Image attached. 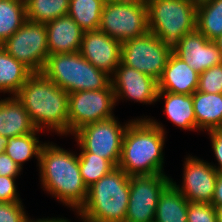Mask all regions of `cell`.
<instances>
[{"label":"cell","instance_id":"6da1fadb","mask_svg":"<svg viewBox=\"0 0 222 222\" xmlns=\"http://www.w3.org/2000/svg\"><path fill=\"white\" fill-rule=\"evenodd\" d=\"M71 152L45 142L39 157V174L43 191L77 213L86 202L88 188L80 173L78 155Z\"/></svg>","mask_w":222,"mask_h":222},{"label":"cell","instance_id":"7a4b0ae2","mask_svg":"<svg viewBox=\"0 0 222 222\" xmlns=\"http://www.w3.org/2000/svg\"><path fill=\"white\" fill-rule=\"evenodd\" d=\"M163 125L150 117L132 119L125 130L118 168L129 176L165 174Z\"/></svg>","mask_w":222,"mask_h":222},{"label":"cell","instance_id":"3957f363","mask_svg":"<svg viewBox=\"0 0 222 222\" xmlns=\"http://www.w3.org/2000/svg\"><path fill=\"white\" fill-rule=\"evenodd\" d=\"M36 129L68 135L69 94L42 73H33L15 94Z\"/></svg>","mask_w":222,"mask_h":222},{"label":"cell","instance_id":"277c9868","mask_svg":"<svg viewBox=\"0 0 222 222\" xmlns=\"http://www.w3.org/2000/svg\"><path fill=\"white\" fill-rule=\"evenodd\" d=\"M130 176L116 167L88 188L85 204L76 213L82 222H125Z\"/></svg>","mask_w":222,"mask_h":222},{"label":"cell","instance_id":"5b68a950","mask_svg":"<svg viewBox=\"0 0 222 222\" xmlns=\"http://www.w3.org/2000/svg\"><path fill=\"white\" fill-rule=\"evenodd\" d=\"M41 73L69 93L105 89L110 75L88 62L80 52L49 55Z\"/></svg>","mask_w":222,"mask_h":222},{"label":"cell","instance_id":"8992f818","mask_svg":"<svg viewBox=\"0 0 222 222\" xmlns=\"http://www.w3.org/2000/svg\"><path fill=\"white\" fill-rule=\"evenodd\" d=\"M148 28L172 51L181 38L196 30L195 0H146Z\"/></svg>","mask_w":222,"mask_h":222},{"label":"cell","instance_id":"52a82bcc","mask_svg":"<svg viewBox=\"0 0 222 222\" xmlns=\"http://www.w3.org/2000/svg\"><path fill=\"white\" fill-rule=\"evenodd\" d=\"M98 30L121 43L149 32L146 0L105 2Z\"/></svg>","mask_w":222,"mask_h":222},{"label":"cell","instance_id":"ba28073f","mask_svg":"<svg viewBox=\"0 0 222 222\" xmlns=\"http://www.w3.org/2000/svg\"><path fill=\"white\" fill-rule=\"evenodd\" d=\"M115 116L113 118L89 123L77 131L72 136L80 147V153H93L109 160L115 167L118 166L121 156L123 136L129 123L120 124Z\"/></svg>","mask_w":222,"mask_h":222},{"label":"cell","instance_id":"9c48e42d","mask_svg":"<svg viewBox=\"0 0 222 222\" xmlns=\"http://www.w3.org/2000/svg\"><path fill=\"white\" fill-rule=\"evenodd\" d=\"M115 106L116 98L111 84L105 89L69 93L68 135L86 124L113 118Z\"/></svg>","mask_w":222,"mask_h":222},{"label":"cell","instance_id":"30bf717a","mask_svg":"<svg viewBox=\"0 0 222 222\" xmlns=\"http://www.w3.org/2000/svg\"><path fill=\"white\" fill-rule=\"evenodd\" d=\"M172 53L171 49L149 31L122 43L121 62L159 80Z\"/></svg>","mask_w":222,"mask_h":222},{"label":"cell","instance_id":"8fae6325","mask_svg":"<svg viewBox=\"0 0 222 222\" xmlns=\"http://www.w3.org/2000/svg\"><path fill=\"white\" fill-rule=\"evenodd\" d=\"M45 23L26 21L1 46L33 73H41L49 56Z\"/></svg>","mask_w":222,"mask_h":222},{"label":"cell","instance_id":"7c38bea8","mask_svg":"<svg viewBox=\"0 0 222 222\" xmlns=\"http://www.w3.org/2000/svg\"><path fill=\"white\" fill-rule=\"evenodd\" d=\"M170 183L167 174L130 176L125 222H154L159 197Z\"/></svg>","mask_w":222,"mask_h":222},{"label":"cell","instance_id":"4fadbf2b","mask_svg":"<svg viewBox=\"0 0 222 222\" xmlns=\"http://www.w3.org/2000/svg\"><path fill=\"white\" fill-rule=\"evenodd\" d=\"M195 157L185 158L182 186L172 178L171 183L189 202L211 204L219 172L211 163Z\"/></svg>","mask_w":222,"mask_h":222},{"label":"cell","instance_id":"5bb4252c","mask_svg":"<svg viewBox=\"0 0 222 222\" xmlns=\"http://www.w3.org/2000/svg\"><path fill=\"white\" fill-rule=\"evenodd\" d=\"M116 104L119 99L132 100L144 104L157 102L158 80L124 65L122 62L110 76ZM124 98V99H123Z\"/></svg>","mask_w":222,"mask_h":222},{"label":"cell","instance_id":"9a60e30c","mask_svg":"<svg viewBox=\"0 0 222 222\" xmlns=\"http://www.w3.org/2000/svg\"><path fill=\"white\" fill-rule=\"evenodd\" d=\"M122 43L100 30L84 31L80 54L96 68L112 75L121 63Z\"/></svg>","mask_w":222,"mask_h":222},{"label":"cell","instance_id":"2e32d148","mask_svg":"<svg viewBox=\"0 0 222 222\" xmlns=\"http://www.w3.org/2000/svg\"><path fill=\"white\" fill-rule=\"evenodd\" d=\"M173 53L199 74L222 63V54L215 42L197 29L185 34Z\"/></svg>","mask_w":222,"mask_h":222},{"label":"cell","instance_id":"e0dca14e","mask_svg":"<svg viewBox=\"0 0 222 222\" xmlns=\"http://www.w3.org/2000/svg\"><path fill=\"white\" fill-rule=\"evenodd\" d=\"M49 55L80 52L84 30L66 15L45 23Z\"/></svg>","mask_w":222,"mask_h":222},{"label":"cell","instance_id":"ac0fdd59","mask_svg":"<svg viewBox=\"0 0 222 222\" xmlns=\"http://www.w3.org/2000/svg\"><path fill=\"white\" fill-rule=\"evenodd\" d=\"M199 73L172 53L158 80L159 91L193 94L198 88Z\"/></svg>","mask_w":222,"mask_h":222},{"label":"cell","instance_id":"d6986e66","mask_svg":"<svg viewBox=\"0 0 222 222\" xmlns=\"http://www.w3.org/2000/svg\"><path fill=\"white\" fill-rule=\"evenodd\" d=\"M36 127L15 95L0 100V135L11 138L33 133Z\"/></svg>","mask_w":222,"mask_h":222},{"label":"cell","instance_id":"ffe728a7","mask_svg":"<svg viewBox=\"0 0 222 222\" xmlns=\"http://www.w3.org/2000/svg\"><path fill=\"white\" fill-rule=\"evenodd\" d=\"M164 99V114L176 126L183 130L197 131L196 117L193 107V94H174L159 91L157 101Z\"/></svg>","mask_w":222,"mask_h":222},{"label":"cell","instance_id":"44dd1931","mask_svg":"<svg viewBox=\"0 0 222 222\" xmlns=\"http://www.w3.org/2000/svg\"><path fill=\"white\" fill-rule=\"evenodd\" d=\"M193 107L197 130L222 129V93H193Z\"/></svg>","mask_w":222,"mask_h":222},{"label":"cell","instance_id":"7402d4cb","mask_svg":"<svg viewBox=\"0 0 222 222\" xmlns=\"http://www.w3.org/2000/svg\"><path fill=\"white\" fill-rule=\"evenodd\" d=\"M33 72L0 45V93L15 95Z\"/></svg>","mask_w":222,"mask_h":222},{"label":"cell","instance_id":"603a6c76","mask_svg":"<svg viewBox=\"0 0 222 222\" xmlns=\"http://www.w3.org/2000/svg\"><path fill=\"white\" fill-rule=\"evenodd\" d=\"M188 202L170 183L159 197L154 222H187Z\"/></svg>","mask_w":222,"mask_h":222},{"label":"cell","instance_id":"cb8c5ba5","mask_svg":"<svg viewBox=\"0 0 222 222\" xmlns=\"http://www.w3.org/2000/svg\"><path fill=\"white\" fill-rule=\"evenodd\" d=\"M196 29L211 41L222 34V0L197 4Z\"/></svg>","mask_w":222,"mask_h":222},{"label":"cell","instance_id":"d4e9b609","mask_svg":"<svg viewBox=\"0 0 222 222\" xmlns=\"http://www.w3.org/2000/svg\"><path fill=\"white\" fill-rule=\"evenodd\" d=\"M41 130L36 129L33 133L22 136L7 138L5 153L23 170V164L31 160L32 157L37 158L39 166V157L43 142H40L39 135Z\"/></svg>","mask_w":222,"mask_h":222},{"label":"cell","instance_id":"484cf974","mask_svg":"<svg viewBox=\"0 0 222 222\" xmlns=\"http://www.w3.org/2000/svg\"><path fill=\"white\" fill-rule=\"evenodd\" d=\"M26 21L25 0H0V45Z\"/></svg>","mask_w":222,"mask_h":222},{"label":"cell","instance_id":"4316f807","mask_svg":"<svg viewBox=\"0 0 222 222\" xmlns=\"http://www.w3.org/2000/svg\"><path fill=\"white\" fill-rule=\"evenodd\" d=\"M102 0H70L68 16L84 30H98L104 6Z\"/></svg>","mask_w":222,"mask_h":222},{"label":"cell","instance_id":"83f0119b","mask_svg":"<svg viewBox=\"0 0 222 222\" xmlns=\"http://www.w3.org/2000/svg\"><path fill=\"white\" fill-rule=\"evenodd\" d=\"M70 0H25L28 21L47 23L66 16Z\"/></svg>","mask_w":222,"mask_h":222},{"label":"cell","instance_id":"f1b7e54d","mask_svg":"<svg viewBox=\"0 0 222 222\" xmlns=\"http://www.w3.org/2000/svg\"><path fill=\"white\" fill-rule=\"evenodd\" d=\"M79 169L87 188L116 168L109 160L93 153H79Z\"/></svg>","mask_w":222,"mask_h":222},{"label":"cell","instance_id":"f546056e","mask_svg":"<svg viewBox=\"0 0 222 222\" xmlns=\"http://www.w3.org/2000/svg\"><path fill=\"white\" fill-rule=\"evenodd\" d=\"M197 91L222 93V63L212 66L199 74Z\"/></svg>","mask_w":222,"mask_h":222},{"label":"cell","instance_id":"4dcf8cb0","mask_svg":"<svg viewBox=\"0 0 222 222\" xmlns=\"http://www.w3.org/2000/svg\"><path fill=\"white\" fill-rule=\"evenodd\" d=\"M187 222H217L215 206L188 202Z\"/></svg>","mask_w":222,"mask_h":222},{"label":"cell","instance_id":"1f68e13d","mask_svg":"<svg viewBox=\"0 0 222 222\" xmlns=\"http://www.w3.org/2000/svg\"><path fill=\"white\" fill-rule=\"evenodd\" d=\"M22 204V202H0V222H27L29 216Z\"/></svg>","mask_w":222,"mask_h":222},{"label":"cell","instance_id":"d6a6232c","mask_svg":"<svg viewBox=\"0 0 222 222\" xmlns=\"http://www.w3.org/2000/svg\"><path fill=\"white\" fill-rule=\"evenodd\" d=\"M16 178L0 176V202H22L17 192Z\"/></svg>","mask_w":222,"mask_h":222},{"label":"cell","instance_id":"836d02e7","mask_svg":"<svg viewBox=\"0 0 222 222\" xmlns=\"http://www.w3.org/2000/svg\"><path fill=\"white\" fill-rule=\"evenodd\" d=\"M209 132L208 134L210 135V141H211V146L212 150L214 153V157L218 162V166L215 164H211L218 172H222V129H214L207 131Z\"/></svg>","mask_w":222,"mask_h":222},{"label":"cell","instance_id":"e575fe53","mask_svg":"<svg viewBox=\"0 0 222 222\" xmlns=\"http://www.w3.org/2000/svg\"><path fill=\"white\" fill-rule=\"evenodd\" d=\"M22 168L16 164L5 152L0 154V176L17 177Z\"/></svg>","mask_w":222,"mask_h":222},{"label":"cell","instance_id":"d590c367","mask_svg":"<svg viewBox=\"0 0 222 222\" xmlns=\"http://www.w3.org/2000/svg\"><path fill=\"white\" fill-rule=\"evenodd\" d=\"M211 204L214 206H222V172L218 173Z\"/></svg>","mask_w":222,"mask_h":222},{"label":"cell","instance_id":"8d00e7d4","mask_svg":"<svg viewBox=\"0 0 222 222\" xmlns=\"http://www.w3.org/2000/svg\"><path fill=\"white\" fill-rule=\"evenodd\" d=\"M27 222H71V221H69L68 219H64V218H59V217H52V218H42V219H36V220H34V219H31V218H29V220L27 221Z\"/></svg>","mask_w":222,"mask_h":222},{"label":"cell","instance_id":"74e56055","mask_svg":"<svg viewBox=\"0 0 222 222\" xmlns=\"http://www.w3.org/2000/svg\"><path fill=\"white\" fill-rule=\"evenodd\" d=\"M217 222H222V206H215Z\"/></svg>","mask_w":222,"mask_h":222},{"label":"cell","instance_id":"f35d334b","mask_svg":"<svg viewBox=\"0 0 222 222\" xmlns=\"http://www.w3.org/2000/svg\"><path fill=\"white\" fill-rule=\"evenodd\" d=\"M6 141L7 139L0 135V154L5 151Z\"/></svg>","mask_w":222,"mask_h":222},{"label":"cell","instance_id":"ab89813d","mask_svg":"<svg viewBox=\"0 0 222 222\" xmlns=\"http://www.w3.org/2000/svg\"><path fill=\"white\" fill-rule=\"evenodd\" d=\"M218 47V49L221 51L222 54V34L218 36L215 40H213Z\"/></svg>","mask_w":222,"mask_h":222},{"label":"cell","instance_id":"60d3db41","mask_svg":"<svg viewBox=\"0 0 222 222\" xmlns=\"http://www.w3.org/2000/svg\"><path fill=\"white\" fill-rule=\"evenodd\" d=\"M103 2H113V1H122V0H102Z\"/></svg>","mask_w":222,"mask_h":222},{"label":"cell","instance_id":"b9f144b4","mask_svg":"<svg viewBox=\"0 0 222 222\" xmlns=\"http://www.w3.org/2000/svg\"><path fill=\"white\" fill-rule=\"evenodd\" d=\"M204 1H207V0H195L196 4H199V3L204 2Z\"/></svg>","mask_w":222,"mask_h":222}]
</instances>
